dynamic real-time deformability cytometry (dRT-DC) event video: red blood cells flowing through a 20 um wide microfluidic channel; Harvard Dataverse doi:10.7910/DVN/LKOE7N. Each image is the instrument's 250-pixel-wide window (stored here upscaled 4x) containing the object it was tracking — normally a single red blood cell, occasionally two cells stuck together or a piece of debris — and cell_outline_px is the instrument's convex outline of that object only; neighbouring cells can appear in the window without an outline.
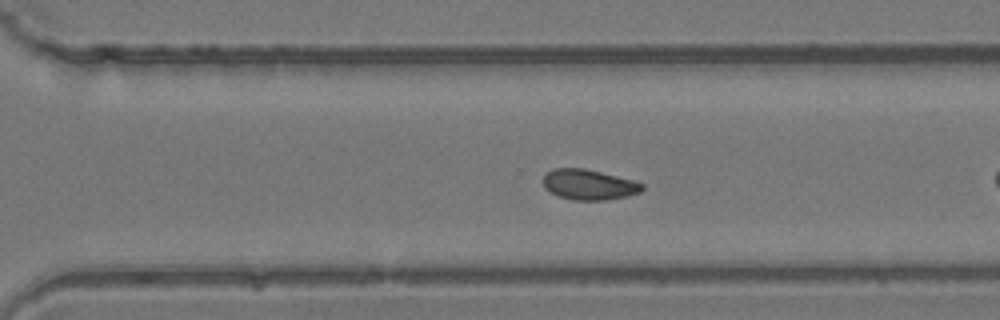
{"species": "common noctule bat (a hibernating species)", "species_latin": "Nyctalus noctula", "temperature_condition": "room temperature", "stored_images_in_passage": 29, "camera_frame_rate_fps": 3000, "um_per_image_px": 0.085, "animal": {"sex": "female", "body_mass_g": 24.6, "forearm_length_mm": 56.2}, "frame": {"image": 1, "passage_image": 16, "time_ms": 5.0, "image_size_px": [1000, 320], "cell_outline_px": [[644, 188], [640, 192], [628, 196], [604, 200], [572, 200], [556, 196], [548, 192], [544, 188], [544, 176], [552, 168], [584, 168], [632, 180], [644, 184]], "centroid_in_image_um": [50.02, 15.7], "position_along_channel_um": 320.6, "area_um2": 17.57}}